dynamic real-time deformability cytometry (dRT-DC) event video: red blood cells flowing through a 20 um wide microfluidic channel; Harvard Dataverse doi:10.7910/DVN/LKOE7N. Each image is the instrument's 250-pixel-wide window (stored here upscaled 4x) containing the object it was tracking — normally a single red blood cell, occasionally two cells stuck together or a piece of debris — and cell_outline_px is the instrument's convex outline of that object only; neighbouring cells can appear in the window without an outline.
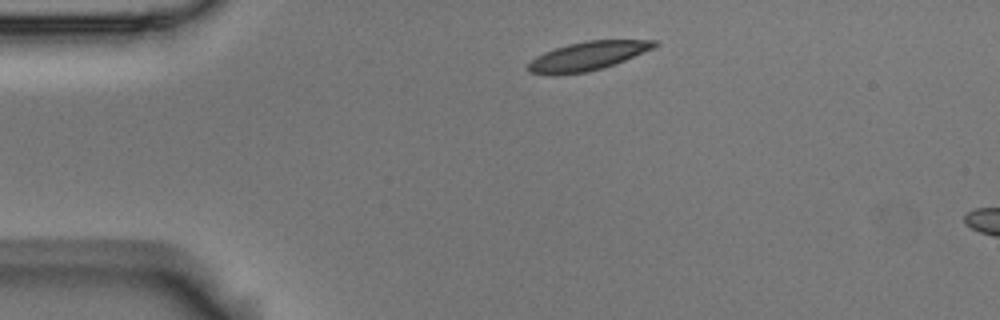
{"species": "Egyptian fruit bat (a non-hibernating species)", "species_latin": "Rousettus aegyptiacus", "temperature_condition": "room temperature", "stored_images_in_passage": 2, "camera_frame_rate_fps": 3000, "um_per_image_px": 0.085, "animal": {"sex": "male"}, "frame": {"image": 1, "passage_image": 1, "time_ms": 0.0, "image_size_px": [1000, 320], "cell_outline_px": [[660, 44], [652, 48], [624, 60], [588, 72], [528, 72], [528, 64], [536, 56], [544, 52], [568, 44], [584, 40], [656, 40]], "centroid_in_image_um": [50.01, 4.71], "position_along_channel_um": 35.0, "area_um2": 20.17}}